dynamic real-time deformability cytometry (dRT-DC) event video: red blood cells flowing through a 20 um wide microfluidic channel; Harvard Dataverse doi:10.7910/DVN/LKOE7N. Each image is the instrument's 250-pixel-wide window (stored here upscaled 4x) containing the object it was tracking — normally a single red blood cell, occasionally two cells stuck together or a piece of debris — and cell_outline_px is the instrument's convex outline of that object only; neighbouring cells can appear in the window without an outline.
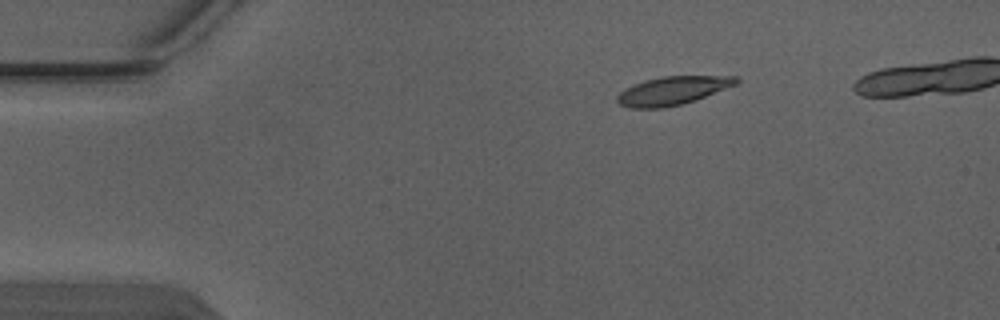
{"species": "Egyptian fruit bat (a non-hibernating species)", "species_latin": "Rousettus aegyptiacus", "temperature_condition": "warm", "stored_images_in_passage": 6, "camera_frame_rate_fps": 3000, "um_per_image_px": 0.085, "animal": {"sex": "male"}, "frame": {"image": 1, "passage_image": 3, "time_ms": 0.667, "image_size_px": [1000, 320], "cell_outline_px": [[740, 80], [736, 84], [696, 100], [664, 108], [628, 108], [620, 104], [616, 100], [616, 96], [624, 88], [632, 84], [644, 80], [664, 76], [736, 76]], "centroid_in_image_um": [57.12, 7.7], "position_along_channel_um": 27.9, "area_um2": 19.71}}